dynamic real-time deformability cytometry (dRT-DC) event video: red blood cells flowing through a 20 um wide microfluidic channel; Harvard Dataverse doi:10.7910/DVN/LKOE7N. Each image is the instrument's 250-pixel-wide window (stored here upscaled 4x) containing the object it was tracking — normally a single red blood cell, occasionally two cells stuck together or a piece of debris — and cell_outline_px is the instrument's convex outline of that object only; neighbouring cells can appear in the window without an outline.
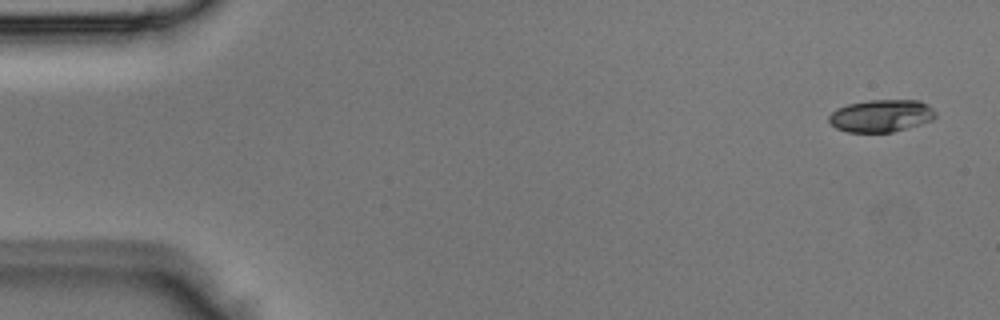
{"species": "Egyptian fruit bat (a non-hibernating species)", "species_latin": "Rousettus aegyptiacus", "temperature_condition": "room temperature", "stored_images_in_passage": 3, "camera_frame_rate_fps": 3000, "um_per_image_px": 0.085, "animal": {"sex": "male"}, "frame": {"image": 1, "passage_image": 1, "time_ms": 0.0, "image_size_px": [1000, 320], "cell_outline_px": [[936, 116], [932, 120], [908, 128], [892, 132], [848, 132], [836, 128], [828, 120], [828, 116], [836, 108], [848, 104], [868, 100], [920, 100], [928, 104], [936, 112]], "centroid_in_image_um": [74.91, 9.83], "position_along_channel_um": 10.1, "area_um2": 20.23}}